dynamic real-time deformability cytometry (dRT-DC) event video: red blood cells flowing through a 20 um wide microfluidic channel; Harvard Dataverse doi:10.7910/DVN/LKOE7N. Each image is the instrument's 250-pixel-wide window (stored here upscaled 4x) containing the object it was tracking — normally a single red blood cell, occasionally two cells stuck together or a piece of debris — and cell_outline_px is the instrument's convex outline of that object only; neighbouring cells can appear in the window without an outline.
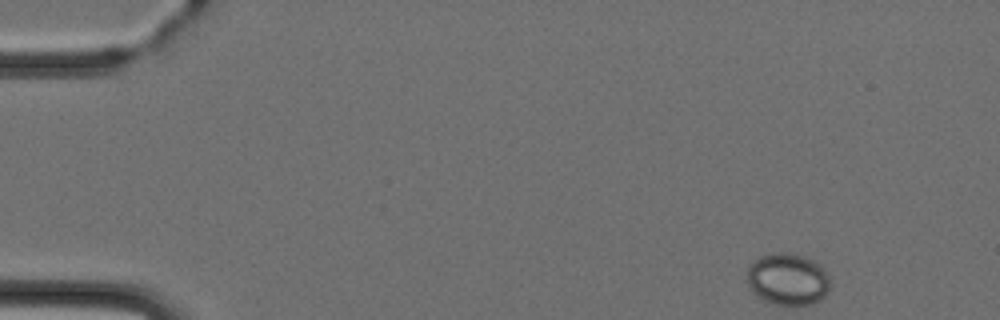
{"species": "Egyptian fruit bat (a non-hibernating species)", "species_latin": "Rousettus aegyptiacus", "temperature_condition": "cold", "stored_images_in_passage": 3, "camera_frame_rate_fps": 3000, "um_per_image_px": 0.085, "animal": {"sex": "female"}, "frame": {"image": 1, "passage_image": 1, "time_ms": 0.0, "image_size_px": [1000, 320], "cell_outline_px": [[828, 292], [820, 300], [812, 304], [776, 304], [764, 300], [748, 284], [748, 268], [760, 256], [772, 252], [788, 252], [804, 256], [812, 260], [828, 276]], "centroid_in_image_um": [66.96, 23.71], "position_along_channel_um": 18.0, "area_um2": 24.45}}